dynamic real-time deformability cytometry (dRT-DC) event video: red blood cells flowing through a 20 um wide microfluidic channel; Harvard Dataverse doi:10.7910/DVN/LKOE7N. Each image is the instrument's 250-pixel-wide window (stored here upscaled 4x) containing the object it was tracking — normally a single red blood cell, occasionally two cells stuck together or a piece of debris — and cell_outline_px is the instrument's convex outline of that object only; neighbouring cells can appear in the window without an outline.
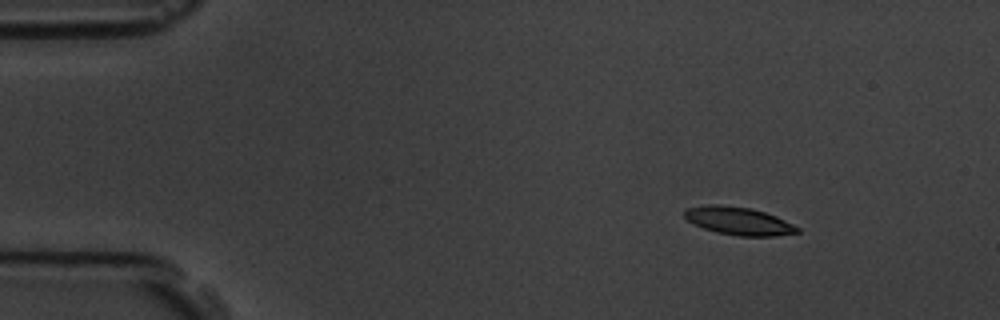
{"species": "common noctule bat (a hibernating species)", "species_latin": "Nyctalus noctula", "temperature_condition": "room temperature", "stored_images_in_passage": 4, "camera_frame_rate_fps": 3000, "um_per_image_px": 0.085, "animal": {"sex": "male", "body_mass_g": 19.5, "forearm_length_mm": 54.6}, "frame": {"image": 1, "passage_image": 2, "time_ms": 1.333, "image_size_px": [1000, 320], "cell_outline_px": [[800, 232], [776, 236], [740, 236], [716, 232], [692, 224], [684, 216], [684, 208], [708, 204], [720, 204], [748, 208], [764, 212], [776, 216], [800, 228]], "centroid_in_image_um": [62.75, 18.78], "position_along_channel_um": 22.3, "area_um2": 18.38}}
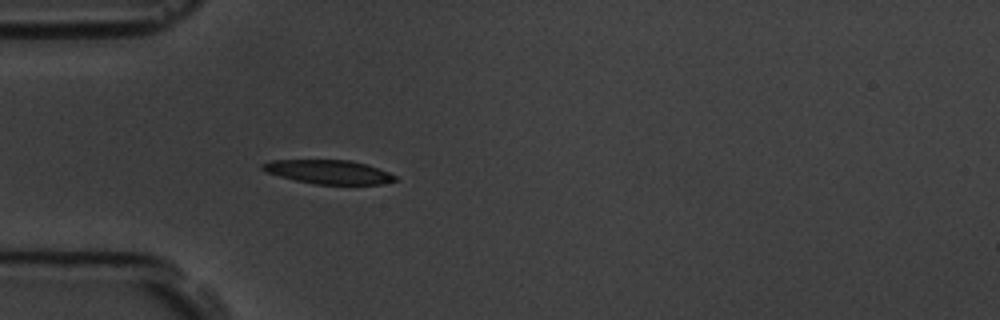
{"frame": {"image": 2, "passage_image": 4, "time_ms": 4.333, "image_size_px": [1000, 320], "cell_outline_px": [[396, 180], [380, 184], [316, 184], [296, 180], [264, 172], [260, 168], [260, 164], [272, 160], [348, 160], [364, 164], [388, 172], [396, 176]], "centroid_in_image_um": [27.86, 14.61], "position_along_channel_um": 57.1, "area_um2": 18.21}}